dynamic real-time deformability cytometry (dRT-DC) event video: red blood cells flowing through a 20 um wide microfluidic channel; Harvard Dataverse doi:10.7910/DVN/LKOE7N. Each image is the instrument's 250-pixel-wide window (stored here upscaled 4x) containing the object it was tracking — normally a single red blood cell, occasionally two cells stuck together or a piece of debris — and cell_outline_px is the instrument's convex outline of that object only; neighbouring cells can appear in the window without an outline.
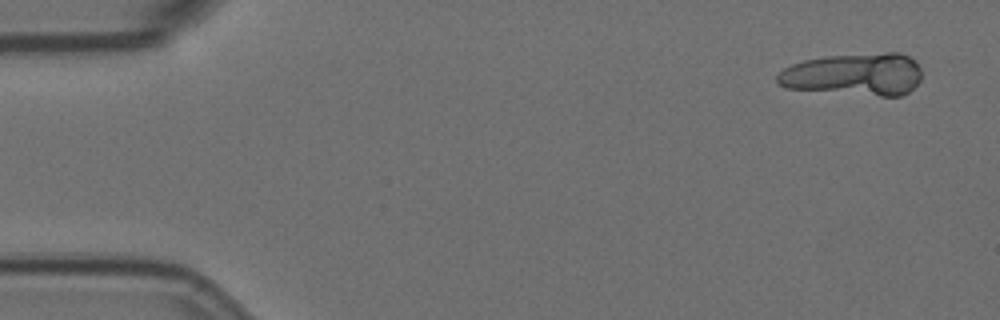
{"species": "Egyptian fruit bat (a non-hibernating species)", "species_latin": "Rousettus aegyptiacus", "temperature_condition": "room temperature", "stored_images_in_passage": 10, "segment_of_instrument_passage": [1, 2], "camera_frame_rate_fps": 3000, "um_per_image_px": 0.085, "animal": {"sex": "female"}, "frame": {"image": 1, "passage_image": 1, "time_ms": 0.0, "image_size_px": [1000, 320], "cell_outline_px": [[920, 80], [908, 92], [900, 96], [880, 96], [784, 88], [776, 84], [776, 76], [784, 68], [792, 64], [804, 60], [824, 56], [884, 52], [900, 52], [908, 56], [920, 68]], "centroid_in_image_um": [72.56, 6.32], "position_along_channel_um": 12.4, "area_um2": 35.89}}